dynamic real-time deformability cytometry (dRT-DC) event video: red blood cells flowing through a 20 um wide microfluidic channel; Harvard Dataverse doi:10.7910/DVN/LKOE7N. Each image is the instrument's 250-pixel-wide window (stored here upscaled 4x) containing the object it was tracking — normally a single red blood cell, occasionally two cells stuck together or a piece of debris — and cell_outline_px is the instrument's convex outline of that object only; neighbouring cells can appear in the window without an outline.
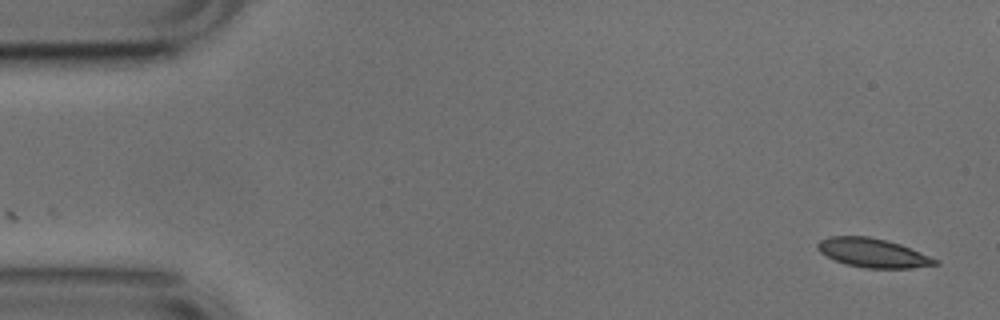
{"species": "common noctule bat (a hibernating species)", "species_latin": "Nyctalus noctula", "temperature_condition": "cold", "stored_images_in_passage": 13, "camera_frame_rate_fps": 3000, "um_per_image_px": 0.085, "animal": {"sex": "male", "body_mass_g": 17.9, "forearm_length_mm": 54.2}, "frame": {"image": 1, "passage_image": 1, "time_ms": 0.0, "image_size_px": [1000, 320], "cell_outline_px": [[940, 264], [912, 268], [864, 268], [844, 264], [820, 252], [816, 248], [816, 244], [820, 240], [828, 236], [868, 236], [888, 240], [900, 244], [940, 260]], "centroid_in_image_um": [74.2, 21.49], "position_along_channel_um": 10.8, "area_um2": 20.0}}